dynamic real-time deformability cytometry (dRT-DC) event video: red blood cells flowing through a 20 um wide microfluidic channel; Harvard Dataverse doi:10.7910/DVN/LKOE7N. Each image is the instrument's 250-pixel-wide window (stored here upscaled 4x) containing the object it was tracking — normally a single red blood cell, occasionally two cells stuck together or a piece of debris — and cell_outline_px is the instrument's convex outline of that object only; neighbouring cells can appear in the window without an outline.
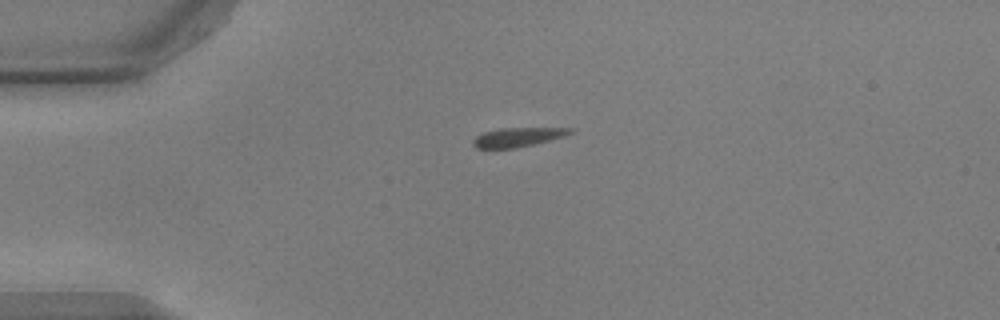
{"species": "common noctule bat (a hibernating species)", "species_latin": "Nyctalus noctula", "temperature_condition": "warm", "stored_images_in_passage": 42, "camera_frame_rate_fps": 3000, "um_per_image_px": 0.085, "animal": {"sex": "male", "body_mass_g": 17.9, "forearm_length_mm": 54.2}, "frame": {"image": 1, "passage_image": 1, "time_ms": 0.0, "image_size_px": [1000, 320], "cell_outline_px": [[576, 132], [564, 136], [516, 148], [476, 148], [472, 144], [472, 140], [476, 136], [484, 132], [500, 128], [572, 128]], "centroid_in_image_um": [44.0, 11.65], "position_along_channel_um": 41.0, "area_um2": 10.75}}
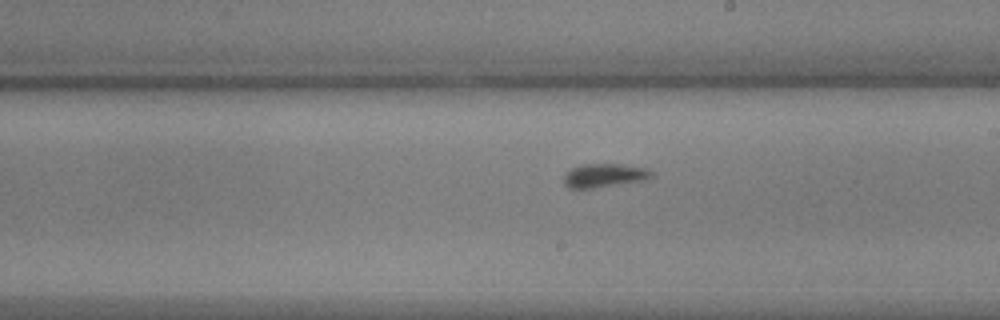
{"frame": {"image": 2, "passage_image": 19, "time_ms": 6.0, "image_size_px": [1000, 320], "cell_outline_px": [[656, 176], [644, 180], [592, 188], [568, 188], [564, 184], [564, 176], [572, 168], [580, 164], [620, 164], [648, 168]], "centroid_in_image_um": [51.39, 14.9], "position_along_channel_um": 237.6, "area_um2": 12.08}}
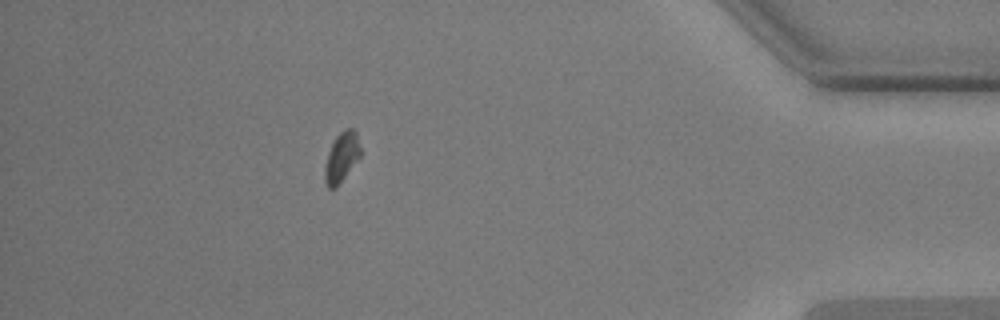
{"frame": {"image": 3, "passage_image": 36, "time_ms": 11.667, "image_size_px": [1000, 320], "cell_outline_px": [[360, 156], [336, 188], [328, 188], [324, 180], [324, 168], [328, 152], [332, 140], [344, 128], [352, 128], [356, 132], [360, 148]], "centroid_in_image_um": [29.01, 13.35], "position_along_channel_um": 406.2, "area_um2": 10.35}, "authors_computed_cell_mechanics": {"area_um2": 11.1843, "velocity_mm_per_s": 3.7721, "shape_relaxation_time_tau1_ms": 2.9194, "shape_relaxation_time_tau2_ms": null, "deformation_change_tau1": 0.0937, "deformation_change_tau2": null}}